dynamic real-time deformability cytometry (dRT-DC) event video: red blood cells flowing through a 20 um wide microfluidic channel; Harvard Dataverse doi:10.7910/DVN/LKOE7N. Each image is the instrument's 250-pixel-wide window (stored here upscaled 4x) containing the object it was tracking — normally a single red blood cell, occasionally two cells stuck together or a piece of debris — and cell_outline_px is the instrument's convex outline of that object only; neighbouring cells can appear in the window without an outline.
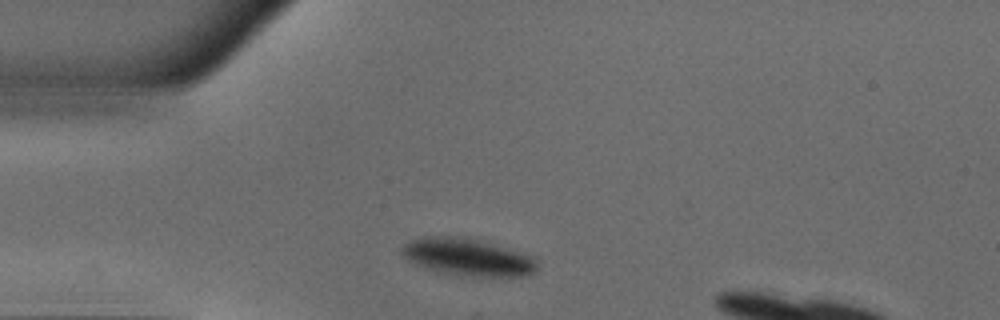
{"species": "common noctule bat (a hibernating species)", "species_latin": "Nyctalus noctula", "temperature_condition": "warm", "stored_images_in_passage": 3, "camera_frame_rate_fps": 3000, "um_per_image_px": 0.085, "animal": {"sex": "male", "body_mass_g": 18.8}, "frame": {"image": 1, "passage_image": 1, "time_ms": 0.0, "image_size_px": [1000, 320], "cell_outline_px": [[536, 272], [528, 276], [460, 276], [440, 272], [424, 268], [412, 264], [400, 252], [404, 244], [412, 240], [424, 236], [448, 236], [472, 240], [536, 256]], "centroid_in_image_um": [39.72, 21.89], "position_along_channel_um": 45.3, "area_um2": 29.02}}